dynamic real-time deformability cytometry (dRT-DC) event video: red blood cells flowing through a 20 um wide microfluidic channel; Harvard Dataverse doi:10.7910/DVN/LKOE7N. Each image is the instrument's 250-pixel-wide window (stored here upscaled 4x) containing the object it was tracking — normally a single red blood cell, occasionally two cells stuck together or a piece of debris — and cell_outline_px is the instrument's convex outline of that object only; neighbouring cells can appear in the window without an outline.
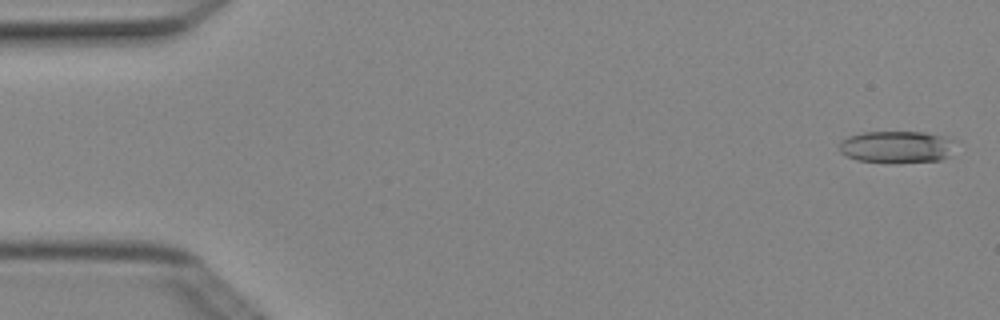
{"species": "Egyptian fruit bat (a non-hibernating species)", "species_latin": "Rousettus aegyptiacus", "temperature_condition": "cold", "stored_images_in_passage": 3, "camera_frame_rate_fps": 3000, "um_per_image_px": 0.085, "animal": {"sex": "female"}, "frame": {"image": 1, "passage_image": 1, "time_ms": 0.0, "image_size_px": [1000, 320], "cell_outline_px": [[956, 140], [948, 156], [940, 160], [856, 160], [840, 152], [840, 140], [848, 136], [864, 132], [924, 132], [948, 136]], "centroid_in_image_um": [76.23, 12.42], "position_along_channel_um": 8.8, "area_um2": 20.92}}